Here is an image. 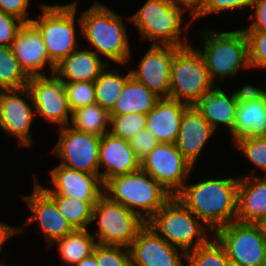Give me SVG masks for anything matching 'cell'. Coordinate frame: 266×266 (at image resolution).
I'll use <instances>...</instances> for the list:
<instances>
[{
	"mask_svg": "<svg viewBox=\"0 0 266 266\" xmlns=\"http://www.w3.org/2000/svg\"><path fill=\"white\" fill-rule=\"evenodd\" d=\"M98 232L93 236L99 245L129 247L146 222L120 203L102 195L93 207V219Z\"/></svg>",
	"mask_w": 266,
	"mask_h": 266,
	"instance_id": "obj_9",
	"label": "cell"
},
{
	"mask_svg": "<svg viewBox=\"0 0 266 266\" xmlns=\"http://www.w3.org/2000/svg\"><path fill=\"white\" fill-rule=\"evenodd\" d=\"M160 98L131 76L110 114H132L134 112L148 114Z\"/></svg>",
	"mask_w": 266,
	"mask_h": 266,
	"instance_id": "obj_27",
	"label": "cell"
},
{
	"mask_svg": "<svg viewBox=\"0 0 266 266\" xmlns=\"http://www.w3.org/2000/svg\"><path fill=\"white\" fill-rule=\"evenodd\" d=\"M215 85L197 48L186 45L175 50L170 71V98L188 106L195 105Z\"/></svg>",
	"mask_w": 266,
	"mask_h": 266,
	"instance_id": "obj_6",
	"label": "cell"
},
{
	"mask_svg": "<svg viewBox=\"0 0 266 266\" xmlns=\"http://www.w3.org/2000/svg\"><path fill=\"white\" fill-rule=\"evenodd\" d=\"M187 266H232L223 245L214 236L211 241L187 253Z\"/></svg>",
	"mask_w": 266,
	"mask_h": 266,
	"instance_id": "obj_33",
	"label": "cell"
},
{
	"mask_svg": "<svg viewBox=\"0 0 266 266\" xmlns=\"http://www.w3.org/2000/svg\"><path fill=\"white\" fill-rule=\"evenodd\" d=\"M70 111L96 103L94 82L63 83Z\"/></svg>",
	"mask_w": 266,
	"mask_h": 266,
	"instance_id": "obj_35",
	"label": "cell"
},
{
	"mask_svg": "<svg viewBox=\"0 0 266 266\" xmlns=\"http://www.w3.org/2000/svg\"><path fill=\"white\" fill-rule=\"evenodd\" d=\"M29 76L21 68L10 46H0V89L27 87Z\"/></svg>",
	"mask_w": 266,
	"mask_h": 266,
	"instance_id": "obj_32",
	"label": "cell"
},
{
	"mask_svg": "<svg viewBox=\"0 0 266 266\" xmlns=\"http://www.w3.org/2000/svg\"><path fill=\"white\" fill-rule=\"evenodd\" d=\"M52 245L58 247L60 259L65 262L63 266H74L93 253L97 242L88 229H76Z\"/></svg>",
	"mask_w": 266,
	"mask_h": 266,
	"instance_id": "obj_28",
	"label": "cell"
},
{
	"mask_svg": "<svg viewBox=\"0 0 266 266\" xmlns=\"http://www.w3.org/2000/svg\"><path fill=\"white\" fill-rule=\"evenodd\" d=\"M262 237L266 240V214L261 216L255 223Z\"/></svg>",
	"mask_w": 266,
	"mask_h": 266,
	"instance_id": "obj_47",
	"label": "cell"
},
{
	"mask_svg": "<svg viewBox=\"0 0 266 266\" xmlns=\"http://www.w3.org/2000/svg\"><path fill=\"white\" fill-rule=\"evenodd\" d=\"M170 1L173 5L184 6L188 10H190L191 22L196 20V16L200 13L203 4V0H170Z\"/></svg>",
	"mask_w": 266,
	"mask_h": 266,
	"instance_id": "obj_44",
	"label": "cell"
},
{
	"mask_svg": "<svg viewBox=\"0 0 266 266\" xmlns=\"http://www.w3.org/2000/svg\"><path fill=\"white\" fill-rule=\"evenodd\" d=\"M239 97L240 88L228 96L224 90L215 85L194 105L215 130L219 127L218 125H225L232 135V143H234V123Z\"/></svg>",
	"mask_w": 266,
	"mask_h": 266,
	"instance_id": "obj_23",
	"label": "cell"
},
{
	"mask_svg": "<svg viewBox=\"0 0 266 266\" xmlns=\"http://www.w3.org/2000/svg\"><path fill=\"white\" fill-rule=\"evenodd\" d=\"M254 0H203L200 13L196 19L207 16L212 13H219L243 8H251Z\"/></svg>",
	"mask_w": 266,
	"mask_h": 266,
	"instance_id": "obj_39",
	"label": "cell"
},
{
	"mask_svg": "<svg viewBox=\"0 0 266 266\" xmlns=\"http://www.w3.org/2000/svg\"><path fill=\"white\" fill-rule=\"evenodd\" d=\"M202 50L211 81L226 76L236 77L240 68H250L249 42L243 29L225 32L205 30Z\"/></svg>",
	"mask_w": 266,
	"mask_h": 266,
	"instance_id": "obj_5",
	"label": "cell"
},
{
	"mask_svg": "<svg viewBox=\"0 0 266 266\" xmlns=\"http://www.w3.org/2000/svg\"><path fill=\"white\" fill-rule=\"evenodd\" d=\"M33 100L35 116L56 123L60 127L70 124L71 111L63 82L55 75L31 76L27 85Z\"/></svg>",
	"mask_w": 266,
	"mask_h": 266,
	"instance_id": "obj_13",
	"label": "cell"
},
{
	"mask_svg": "<svg viewBox=\"0 0 266 266\" xmlns=\"http://www.w3.org/2000/svg\"><path fill=\"white\" fill-rule=\"evenodd\" d=\"M24 200L32 212L24 225L37 222L48 247L75 230L58 212L55 201L35 181L32 194L24 196Z\"/></svg>",
	"mask_w": 266,
	"mask_h": 266,
	"instance_id": "obj_19",
	"label": "cell"
},
{
	"mask_svg": "<svg viewBox=\"0 0 266 266\" xmlns=\"http://www.w3.org/2000/svg\"><path fill=\"white\" fill-rule=\"evenodd\" d=\"M23 227H14L3 222H0V252L3 249V245L12 236L23 231Z\"/></svg>",
	"mask_w": 266,
	"mask_h": 266,
	"instance_id": "obj_45",
	"label": "cell"
},
{
	"mask_svg": "<svg viewBox=\"0 0 266 266\" xmlns=\"http://www.w3.org/2000/svg\"><path fill=\"white\" fill-rule=\"evenodd\" d=\"M146 224L170 245L186 253L209 240L207 231L210 228L176 196H172Z\"/></svg>",
	"mask_w": 266,
	"mask_h": 266,
	"instance_id": "obj_4",
	"label": "cell"
},
{
	"mask_svg": "<svg viewBox=\"0 0 266 266\" xmlns=\"http://www.w3.org/2000/svg\"><path fill=\"white\" fill-rule=\"evenodd\" d=\"M188 105L170 97H162L147 114L146 128L159 143L175 144L181 118Z\"/></svg>",
	"mask_w": 266,
	"mask_h": 266,
	"instance_id": "obj_24",
	"label": "cell"
},
{
	"mask_svg": "<svg viewBox=\"0 0 266 266\" xmlns=\"http://www.w3.org/2000/svg\"><path fill=\"white\" fill-rule=\"evenodd\" d=\"M135 156L141 161L159 143L147 129L140 130L129 140Z\"/></svg>",
	"mask_w": 266,
	"mask_h": 266,
	"instance_id": "obj_41",
	"label": "cell"
},
{
	"mask_svg": "<svg viewBox=\"0 0 266 266\" xmlns=\"http://www.w3.org/2000/svg\"><path fill=\"white\" fill-rule=\"evenodd\" d=\"M249 42L250 68H266V32H245Z\"/></svg>",
	"mask_w": 266,
	"mask_h": 266,
	"instance_id": "obj_38",
	"label": "cell"
},
{
	"mask_svg": "<svg viewBox=\"0 0 266 266\" xmlns=\"http://www.w3.org/2000/svg\"><path fill=\"white\" fill-rule=\"evenodd\" d=\"M129 251L131 266H184L183 258L187 262L186 252L170 245L147 224L138 232Z\"/></svg>",
	"mask_w": 266,
	"mask_h": 266,
	"instance_id": "obj_16",
	"label": "cell"
},
{
	"mask_svg": "<svg viewBox=\"0 0 266 266\" xmlns=\"http://www.w3.org/2000/svg\"><path fill=\"white\" fill-rule=\"evenodd\" d=\"M266 214V180L253 173L242 176L238 184L236 220L255 223Z\"/></svg>",
	"mask_w": 266,
	"mask_h": 266,
	"instance_id": "obj_26",
	"label": "cell"
},
{
	"mask_svg": "<svg viewBox=\"0 0 266 266\" xmlns=\"http://www.w3.org/2000/svg\"><path fill=\"white\" fill-rule=\"evenodd\" d=\"M24 22L0 11V46H12L17 32Z\"/></svg>",
	"mask_w": 266,
	"mask_h": 266,
	"instance_id": "obj_40",
	"label": "cell"
},
{
	"mask_svg": "<svg viewBox=\"0 0 266 266\" xmlns=\"http://www.w3.org/2000/svg\"><path fill=\"white\" fill-rule=\"evenodd\" d=\"M80 14L77 21L79 30L95 47L96 50L92 51L115 63H128L131 58L130 45L122 17L98 1Z\"/></svg>",
	"mask_w": 266,
	"mask_h": 266,
	"instance_id": "obj_2",
	"label": "cell"
},
{
	"mask_svg": "<svg viewBox=\"0 0 266 266\" xmlns=\"http://www.w3.org/2000/svg\"><path fill=\"white\" fill-rule=\"evenodd\" d=\"M239 179H207L192 185L185 183L176 197L214 233L236 220Z\"/></svg>",
	"mask_w": 266,
	"mask_h": 266,
	"instance_id": "obj_1",
	"label": "cell"
},
{
	"mask_svg": "<svg viewBox=\"0 0 266 266\" xmlns=\"http://www.w3.org/2000/svg\"><path fill=\"white\" fill-rule=\"evenodd\" d=\"M186 11V7L173 5L170 0H147L127 19L136 25L142 38L154 41L152 44L182 47L187 45V38H180Z\"/></svg>",
	"mask_w": 266,
	"mask_h": 266,
	"instance_id": "obj_7",
	"label": "cell"
},
{
	"mask_svg": "<svg viewBox=\"0 0 266 266\" xmlns=\"http://www.w3.org/2000/svg\"><path fill=\"white\" fill-rule=\"evenodd\" d=\"M100 167L104 171L100 172ZM140 169V160L128 140L112 135L110 132L101 136L99 146V174L103 183L110 178L128 174Z\"/></svg>",
	"mask_w": 266,
	"mask_h": 266,
	"instance_id": "obj_21",
	"label": "cell"
},
{
	"mask_svg": "<svg viewBox=\"0 0 266 266\" xmlns=\"http://www.w3.org/2000/svg\"><path fill=\"white\" fill-rule=\"evenodd\" d=\"M234 145L266 175V136L242 137L236 140Z\"/></svg>",
	"mask_w": 266,
	"mask_h": 266,
	"instance_id": "obj_36",
	"label": "cell"
},
{
	"mask_svg": "<svg viewBox=\"0 0 266 266\" xmlns=\"http://www.w3.org/2000/svg\"><path fill=\"white\" fill-rule=\"evenodd\" d=\"M12 51L21 68L31 76H43L40 70L49 65L51 74L56 66L50 61L45 42L39 30L32 23H24L12 43Z\"/></svg>",
	"mask_w": 266,
	"mask_h": 266,
	"instance_id": "obj_20",
	"label": "cell"
},
{
	"mask_svg": "<svg viewBox=\"0 0 266 266\" xmlns=\"http://www.w3.org/2000/svg\"><path fill=\"white\" fill-rule=\"evenodd\" d=\"M215 131L194 105L185 108L175 144L193 167L206 142L215 134Z\"/></svg>",
	"mask_w": 266,
	"mask_h": 266,
	"instance_id": "obj_22",
	"label": "cell"
},
{
	"mask_svg": "<svg viewBox=\"0 0 266 266\" xmlns=\"http://www.w3.org/2000/svg\"><path fill=\"white\" fill-rule=\"evenodd\" d=\"M214 236L236 266H266V240L254 223L235 220L217 229Z\"/></svg>",
	"mask_w": 266,
	"mask_h": 266,
	"instance_id": "obj_10",
	"label": "cell"
},
{
	"mask_svg": "<svg viewBox=\"0 0 266 266\" xmlns=\"http://www.w3.org/2000/svg\"><path fill=\"white\" fill-rule=\"evenodd\" d=\"M23 96L30 102L25 101ZM32 106L33 100L28 87L2 90L0 93V128L17 138L19 146L23 148L33 144L30 127L35 111L33 112Z\"/></svg>",
	"mask_w": 266,
	"mask_h": 266,
	"instance_id": "obj_14",
	"label": "cell"
},
{
	"mask_svg": "<svg viewBox=\"0 0 266 266\" xmlns=\"http://www.w3.org/2000/svg\"><path fill=\"white\" fill-rule=\"evenodd\" d=\"M74 266H98V263L95 257V247H94L93 253H91L87 257H84L79 263L75 264Z\"/></svg>",
	"mask_w": 266,
	"mask_h": 266,
	"instance_id": "obj_46",
	"label": "cell"
},
{
	"mask_svg": "<svg viewBox=\"0 0 266 266\" xmlns=\"http://www.w3.org/2000/svg\"><path fill=\"white\" fill-rule=\"evenodd\" d=\"M140 168L153 177L172 196H176L187 183L193 170L177 149L176 144L158 143L140 161Z\"/></svg>",
	"mask_w": 266,
	"mask_h": 266,
	"instance_id": "obj_11",
	"label": "cell"
},
{
	"mask_svg": "<svg viewBox=\"0 0 266 266\" xmlns=\"http://www.w3.org/2000/svg\"><path fill=\"white\" fill-rule=\"evenodd\" d=\"M56 204L58 212L76 229H88L93 222V207L97 202H86L59 194H48Z\"/></svg>",
	"mask_w": 266,
	"mask_h": 266,
	"instance_id": "obj_31",
	"label": "cell"
},
{
	"mask_svg": "<svg viewBox=\"0 0 266 266\" xmlns=\"http://www.w3.org/2000/svg\"><path fill=\"white\" fill-rule=\"evenodd\" d=\"M92 49H76L56 65L54 74L63 83L94 82L109 64Z\"/></svg>",
	"mask_w": 266,
	"mask_h": 266,
	"instance_id": "obj_25",
	"label": "cell"
},
{
	"mask_svg": "<svg viewBox=\"0 0 266 266\" xmlns=\"http://www.w3.org/2000/svg\"><path fill=\"white\" fill-rule=\"evenodd\" d=\"M59 139L52 153L61 163L79 172L99 174V146L101 137L77 131L71 126L60 127Z\"/></svg>",
	"mask_w": 266,
	"mask_h": 266,
	"instance_id": "obj_12",
	"label": "cell"
},
{
	"mask_svg": "<svg viewBox=\"0 0 266 266\" xmlns=\"http://www.w3.org/2000/svg\"><path fill=\"white\" fill-rule=\"evenodd\" d=\"M261 136H266V91L247 84L240 89L234 142L242 137Z\"/></svg>",
	"mask_w": 266,
	"mask_h": 266,
	"instance_id": "obj_18",
	"label": "cell"
},
{
	"mask_svg": "<svg viewBox=\"0 0 266 266\" xmlns=\"http://www.w3.org/2000/svg\"><path fill=\"white\" fill-rule=\"evenodd\" d=\"M147 114H110L109 132L125 140H130L140 130L146 128Z\"/></svg>",
	"mask_w": 266,
	"mask_h": 266,
	"instance_id": "obj_34",
	"label": "cell"
},
{
	"mask_svg": "<svg viewBox=\"0 0 266 266\" xmlns=\"http://www.w3.org/2000/svg\"><path fill=\"white\" fill-rule=\"evenodd\" d=\"M95 257L98 266H131L130 251L126 246L97 244Z\"/></svg>",
	"mask_w": 266,
	"mask_h": 266,
	"instance_id": "obj_37",
	"label": "cell"
},
{
	"mask_svg": "<svg viewBox=\"0 0 266 266\" xmlns=\"http://www.w3.org/2000/svg\"><path fill=\"white\" fill-rule=\"evenodd\" d=\"M51 180L46 182L53 184V189L43 188L35 176L34 181L42 187L47 194H59L86 202H97L104 194V183L100 174L79 172L62 164L50 170Z\"/></svg>",
	"mask_w": 266,
	"mask_h": 266,
	"instance_id": "obj_15",
	"label": "cell"
},
{
	"mask_svg": "<svg viewBox=\"0 0 266 266\" xmlns=\"http://www.w3.org/2000/svg\"><path fill=\"white\" fill-rule=\"evenodd\" d=\"M251 7L255 8L251 17L254 22L247 28H242L244 32H266V0H254Z\"/></svg>",
	"mask_w": 266,
	"mask_h": 266,
	"instance_id": "obj_43",
	"label": "cell"
},
{
	"mask_svg": "<svg viewBox=\"0 0 266 266\" xmlns=\"http://www.w3.org/2000/svg\"><path fill=\"white\" fill-rule=\"evenodd\" d=\"M77 4V0L62 6L42 4V15L31 20L41 33L49 59L55 66L78 48L75 29Z\"/></svg>",
	"mask_w": 266,
	"mask_h": 266,
	"instance_id": "obj_8",
	"label": "cell"
},
{
	"mask_svg": "<svg viewBox=\"0 0 266 266\" xmlns=\"http://www.w3.org/2000/svg\"><path fill=\"white\" fill-rule=\"evenodd\" d=\"M108 66L109 64L101 71L99 77L94 81V86L96 103L110 112L132 75L130 71L123 76L116 69H114L115 71L107 70Z\"/></svg>",
	"mask_w": 266,
	"mask_h": 266,
	"instance_id": "obj_30",
	"label": "cell"
},
{
	"mask_svg": "<svg viewBox=\"0 0 266 266\" xmlns=\"http://www.w3.org/2000/svg\"><path fill=\"white\" fill-rule=\"evenodd\" d=\"M30 0H0V11L12 15L24 23H31L28 18V8Z\"/></svg>",
	"mask_w": 266,
	"mask_h": 266,
	"instance_id": "obj_42",
	"label": "cell"
},
{
	"mask_svg": "<svg viewBox=\"0 0 266 266\" xmlns=\"http://www.w3.org/2000/svg\"><path fill=\"white\" fill-rule=\"evenodd\" d=\"M104 195L138 214L145 222L172 197L141 168L107 180L104 183Z\"/></svg>",
	"mask_w": 266,
	"mask_h": 266,
	"instance_id": "obj_3",
	"label": "cell"
},
{
	"mask_svg": "<svg viewBox=\"0 0 266 266\" xmlns=\"http://www.w3.org/2000/svg\"><path fill=\"white\" fill-rule=\"evenodd\" d=\"M0 266H10V265L0 263ZM11 266H12V265H11Z\"/></svg>",
	"mask_w": 266,
	"mask_h": 266,
	"instance_id": "obj_48",
	"label": "cell"
},
{
	"mask_svg": "<svg viewBox=\"0 0 266 266\" xmlns=\"http://www.w3.org/2000/svg\"><path fill=\"white\" fill-rule=\"evenodd\" d=\"M69 126L101 137L110 130V112L98 103L80 107L72 111Z\"/></svg>",
	"mask_w": 266,
	"mask_h": 266,
	"instance_id": "obj_29",
	"label": "cell"
},
{
	"mask_svg": "<svg viewBox=\"0 0 266 266\" xmlns=\"http://www.w3.org/2000/svg\"><path fill=\"white\" fill-rule=\"evenodd\" d=\"M177 48L174 45L152 44L139 67L130 70L132 77L159 97H169L171 64Z\"/></svg>",
	"mask_w": 266,
	"mask_h": 266,
	"instance_id": "obj_17",
	"label": "cell"
}]
</instances>
